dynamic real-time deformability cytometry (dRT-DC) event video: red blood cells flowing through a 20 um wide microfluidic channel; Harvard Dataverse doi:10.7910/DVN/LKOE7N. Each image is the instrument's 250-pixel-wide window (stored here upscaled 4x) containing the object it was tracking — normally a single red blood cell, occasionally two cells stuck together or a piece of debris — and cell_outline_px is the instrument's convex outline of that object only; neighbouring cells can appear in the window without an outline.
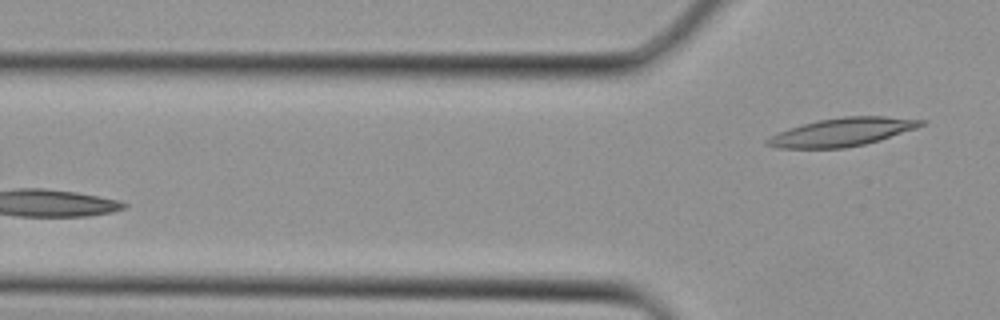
{"species": "Egyptian fruit bat (a non-hibernating species)", "species_latin": "Rousettus aegyptiacus", "temperature_condition": "cold", "stored_images_in_passage": 3, "camera_frame_rate_fps": 3000, "um_per_image_px": 0.085, "animal": {"sex": "female"}, "frame": {"image": 1, "passage_image": 3, "time_ms": 0.667, "image_size_px": [1000, 320], "cell_outline_px": [[928, 120], [924, 124], [916, 128], [880, 140], [864, 144], [844, 148], [780, 148], [764, 144], [764, 140], [768, 136], [816, 120], [844, 116], [884, 116]], "centroid_in_image_um": [71.59, 11.22], "position_along_channel_um": 54.2, "area_um2": 25.2}}